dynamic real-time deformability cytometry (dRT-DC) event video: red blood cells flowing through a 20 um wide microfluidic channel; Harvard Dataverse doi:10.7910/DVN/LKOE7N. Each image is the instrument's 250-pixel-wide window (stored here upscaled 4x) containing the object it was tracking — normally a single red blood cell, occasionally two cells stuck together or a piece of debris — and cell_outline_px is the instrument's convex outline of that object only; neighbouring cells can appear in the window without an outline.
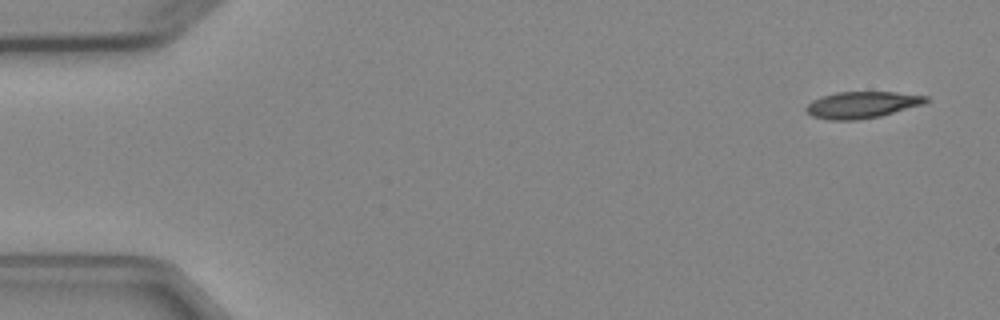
{"species": "Egyptian fruit bat (a non-hibernating species)", "species_latin": "Rousettus aegyptiacus", "temperature_condition": "cold", "stored_images_in_passage": 5, "camera_frame_rate_fps": 3000, "um_per_image_px": 0.085, "animal": {"sex": "female"}, "frame": {"image": 1, "passage_image": 1, "time_ms": 0.0, "image_size_px": [1000, 320], "cell_outline_px": [[932, 100], [924, 104], [880, 116], [856, 120], [828, 120], [812, 116], [804, 108], [812, 100], [820, 96], [836, 92], [896, 92], [928, 96]], "centroid_in_image_um": [73.28, 8.9], "position_along_channel_um": 11.7, "area_um2": 18.73}}
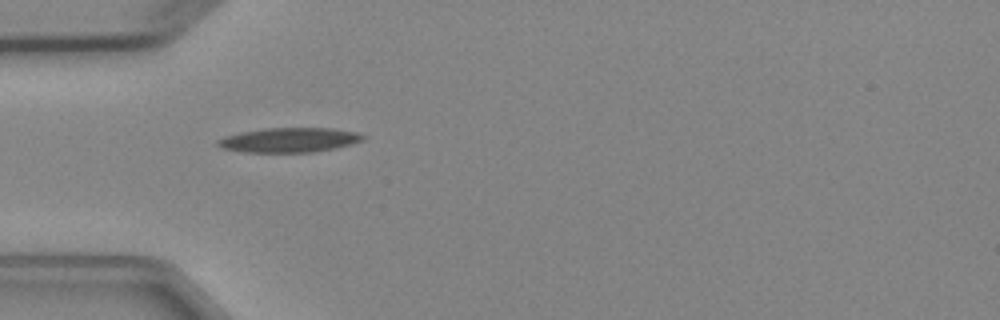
{"frame": {"image": 2, "passage_image": 4, "time_ms": 4.333, "image_size_px": [1000, 320], "cell_outline_px": [[364, 140], [336, 148], [312, 152], [244, 152], [224, 148], [216, 144], [216, 140], [224, 136], [240, 132], [264, 128], [332, 128], [356, 132], [364, 136]], "centroid_in_image_um": [24.56, 11.89], "position_along_channel_um": 60.4, "area_um2": 20.75}}